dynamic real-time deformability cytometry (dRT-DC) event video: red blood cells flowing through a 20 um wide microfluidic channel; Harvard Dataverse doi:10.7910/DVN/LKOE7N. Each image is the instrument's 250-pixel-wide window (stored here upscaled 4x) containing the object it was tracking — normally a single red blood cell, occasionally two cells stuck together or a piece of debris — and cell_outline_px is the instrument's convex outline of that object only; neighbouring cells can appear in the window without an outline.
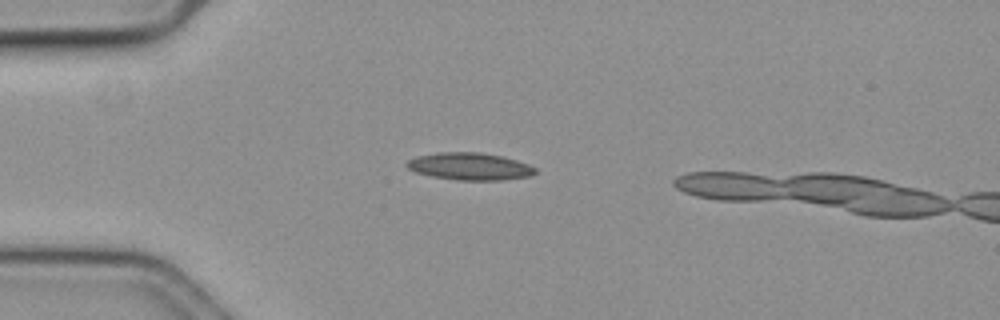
{"species": "common noctule bat (a hibernating species)", "species_latin": "Nyctalus noctula", "temperature_condition": "cold", "stored_images_in_passage": 37, "camera_frame_rate_fps": 3000, "um_per_image_px": 0.085, "animal": {"sex": "female", "body_mass_g": 19.3, "forearm_length_mm": 54.1}, "frame": {"image": 1, "passage_image": 1, "time_ms": 0.0, "image_size_px": [1000, 320], "cell_outline_px": [[536, 172], [532, 176], [500, 180], [456, 180], [432, 176], [416, 172], [408, 168], [404, 164], [408, 160], [416, 156], [436, 152], [480, 152], [504, 156], [528, 164], [536, 168]], "centroid_in_image_um": [39.93, 14.13], "position_along_channel_um": 45.1, "area_um2": 20.58}}
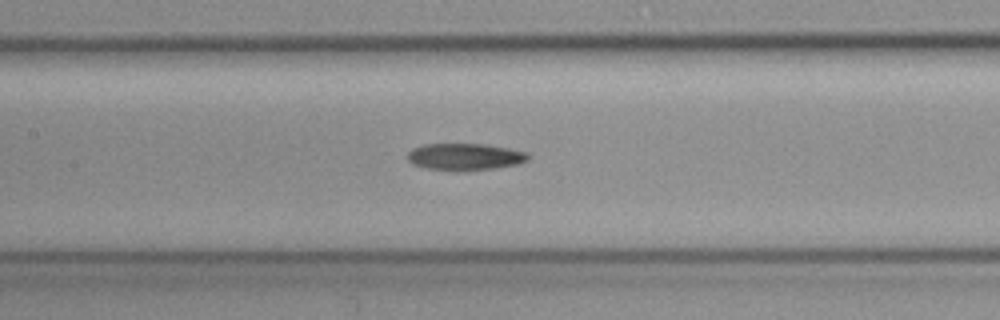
{"frame": {"image": 2, "passage_image": 13, "time_ms": 4.0, "image_size_px": [1000, 320], "cell_outline_px": [[528, 160], [520, 164], [496, 168], [460, 172], [456, 172], [428, 168], [412, 164], [408, 160], [408, 152], [412, 148], [424, 144], [484, 144], [508, 148], [528, 152]], "centroid_in_image_um": [39.53, 13.34], "position_along_channel_um": 167.9, "area_um2": 19.19}}
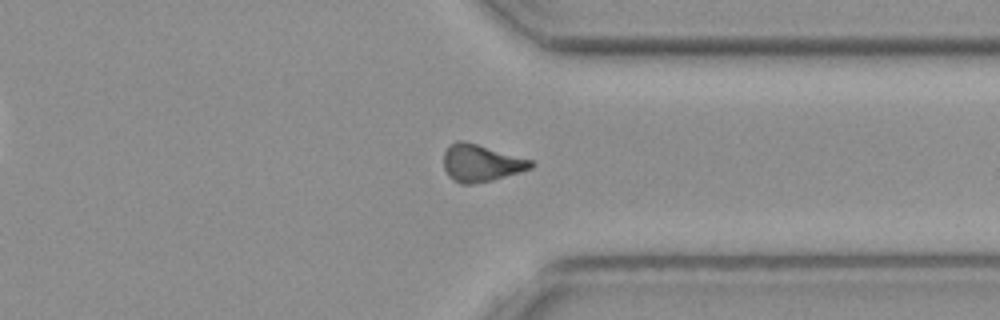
{"frame": {"image": 3, "passage_image": 30, "time_ms": 9.667, "image_size_px": [1000, 320], "cell_outline_px": [[536, 164], [532, 168], [520, 172], [492, 180], [472, 184], [460, 184], [452, 180], [448, 176], [444, 168], [444, 152], [456, 140], [464, 140], [532, 160]], "centroid_in_image_um": [40.89, 13.86], "position_along_channel_um": 370.5, "area_um2": 18.9}}